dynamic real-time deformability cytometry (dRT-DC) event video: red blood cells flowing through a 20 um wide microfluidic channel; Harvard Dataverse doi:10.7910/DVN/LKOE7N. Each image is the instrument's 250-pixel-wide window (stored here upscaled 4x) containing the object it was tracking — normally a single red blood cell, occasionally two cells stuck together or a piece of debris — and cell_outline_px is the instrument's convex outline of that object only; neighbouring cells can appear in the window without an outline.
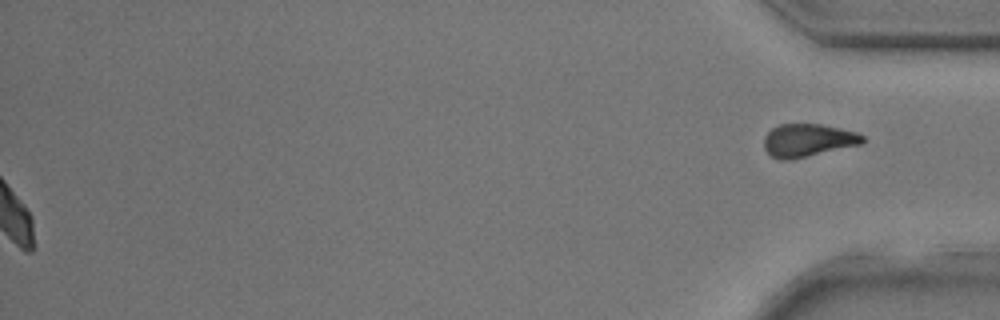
{"species": "common noctule bat (a hibernating species)", "species_latin": "Nyctalus noctula", "temperature_condition": "room temperature", "stored_images_in_passage": 37, "segment_of_instrument_passage": [2, 2], "camera_frame_rate_fps": 3000, "um_per_image_px": 0.085, "animal": {"sex": "male", "body_mass_g": 17.9, "forearm_length_mm": 54.2}, "frame": {"image": 1, "passage_image": 37, "time_ms": 12.0, "image_size_px": [1000, 320], "cell_outline_px": [[864, 144], [788, 160], [776, 160], [764, 148], [764, 136], [772, 128], [780, 124], [820, 124], [840, 128], [856, 132], [864, 136]], "centroid_in_image_um": [68.68, 11.93], "position_along_channel_um": 366.5, "area_um2": 18.96}}